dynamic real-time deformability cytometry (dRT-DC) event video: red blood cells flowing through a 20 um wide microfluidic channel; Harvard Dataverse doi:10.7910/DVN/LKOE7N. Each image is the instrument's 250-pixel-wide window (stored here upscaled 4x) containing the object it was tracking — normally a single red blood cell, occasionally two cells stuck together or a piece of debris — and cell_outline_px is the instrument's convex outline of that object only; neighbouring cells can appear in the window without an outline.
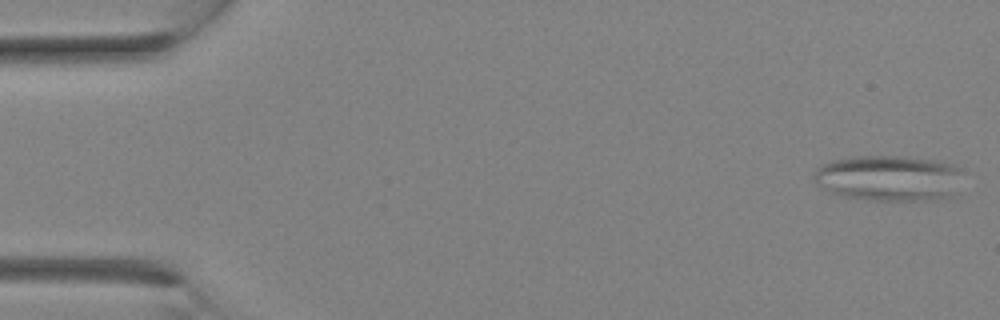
{"species": "Egyptian fruit bat (a non-hibernating species)", "species_latin": "Rousettus aegyptiacus", "temperature_condition": "room temperature", "stored_images_in_passage": 14, "camera_frame_rate_fps": 3000, "um_per_image_px": 0.085, "animal": {"sex": "female"}, "frame": {"image": 1, "passage_image": 1, "time_ms": 0.0, "image_size_px": [1000, 320], "cell_outline_px": [[964, 172], [956, 196], [936, 200], [868, 200], [840, 196], [816, 184], [812, 176], [816, 168], [832, 160], [852, 156], [900, 156], [936, 160], [952, 164], [964, 168]], "centroid_in_image_um": [75.63, 15.14], "position_along_channel_um": 9.4, "area_um2": 40.63}}
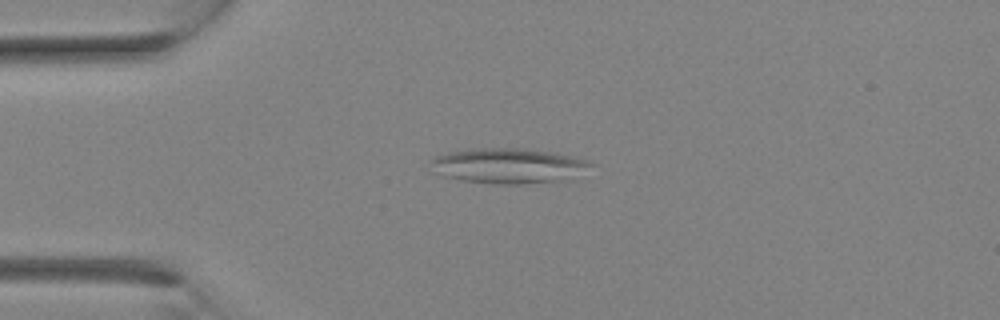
{"frame": {"image": 2, "passage_image": 7, "time_ms": 2.0, "image_size_px": [1000, 320], "cell_outline_px": [[596, 164], [572, 180], [524, 184], [496, 184], [464, 180], [444, 176], [432, 172], [432, 160], [436, 156], [448, 152], [468, 148], [520, 148], [548, 152], [572, 156], [588, 160]], "centroid_in_image_um": [43.27, 14.1], "position_along_channel_um": 41.7, "area_um2": 33.18}}
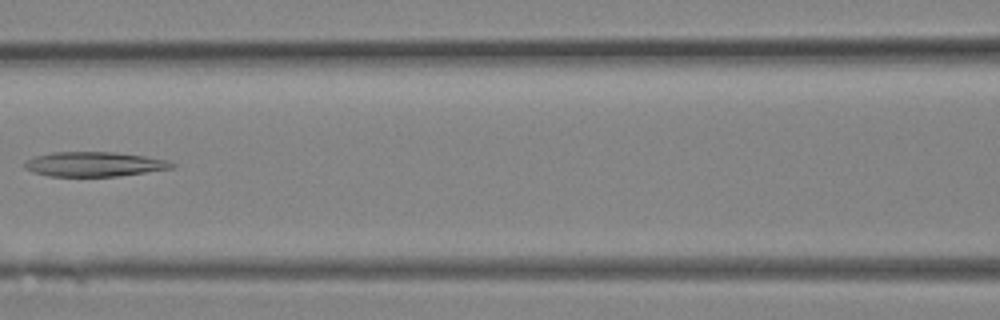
{"frame": {"image": 3, "passage_image": 13, "time_ms": 4.0, "image_size_px": [1000, 320], "cell_outline_px": [[176, 164], [172, 168], [116, 176], [48, 176], [32, 172], [24, 168], [24, 164], [28, 160], [36, 156], [52, 152], [116, 152], [144, 156], [168, 160]], "centroid_in_image_um": [7.99, 13.95], "position_along_channel_um": 158.6, "area_um2": 20.98}}